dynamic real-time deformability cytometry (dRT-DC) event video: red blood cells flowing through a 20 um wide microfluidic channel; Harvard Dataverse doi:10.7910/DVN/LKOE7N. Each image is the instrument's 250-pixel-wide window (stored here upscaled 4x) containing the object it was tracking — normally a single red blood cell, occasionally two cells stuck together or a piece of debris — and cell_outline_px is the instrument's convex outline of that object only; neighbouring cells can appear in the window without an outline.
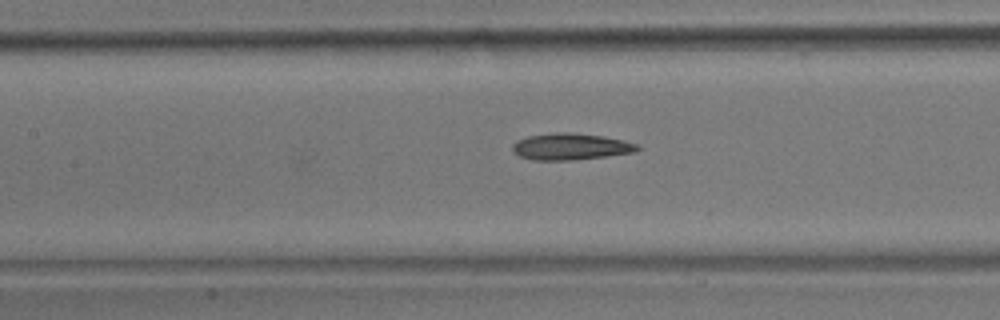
{"species": "common noctule bat (a hibernating species)", "species_latin": "Nyctalus noctula", "temperature_condition": "room temperature", "stored_images_in_passage": 9, "camera_frame_rate_fps": 3000, "um_per_image_px": 0.085, "animal": {"sex": "male", "body_mass_g": 17.9}, "frame": {"image": 1, "passage_image": 8, "time_ms": 2.333, "image_size_px": [1000, 320], "cell_outline_px": [[640, 148], [636, 152], [608, 156], [576, 160], [532, 160], [520, 156], [512, 152], [512, 144], [516, 140], [528, 136], [556, 132], [568, 132], [604, 136], [636, 144]], "centroid_in_image_um": [48.46, 12.47], "position_along_channel_um": 158.9, "area_um2": 19.42}}
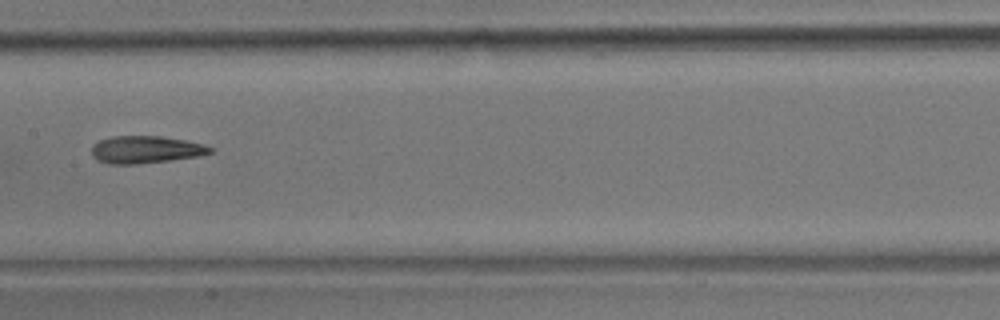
{"frame": {"image": 2, "passage_image": 9, "time_ms": 2.667, "image_size_px": [1000, 320], "cell_outline_px": [[212, 152], [200, 156], [136, 164], [108, 164], [96, 160], [92, 156], [92, 144], [100, 140], [112, 136], [160, 136], [184, 140], [204, 144], [212, 148]], "centroid_in_image_um": [12.35, 12.71], "position_along_channel_um": 195.1, "area_um2": 18.9}}